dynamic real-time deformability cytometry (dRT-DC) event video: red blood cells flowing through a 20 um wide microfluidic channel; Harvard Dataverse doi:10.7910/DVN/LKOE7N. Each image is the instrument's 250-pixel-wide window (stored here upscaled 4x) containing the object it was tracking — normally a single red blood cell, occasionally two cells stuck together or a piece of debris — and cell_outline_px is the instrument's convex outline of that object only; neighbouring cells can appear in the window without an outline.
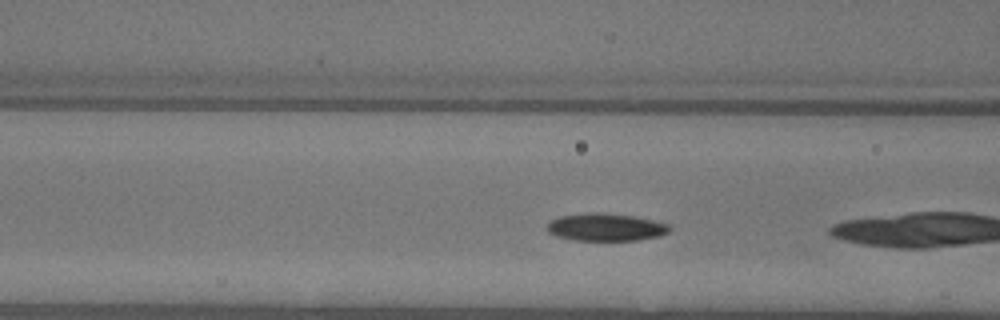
{"species": "common noctule bat (a hibernating species)", "species_latin": "Nyctalus noctula", "temperature_condition": "warm", "stored_images_in_passage": 10, "camera_frame_rate_fps": 3000, "um_per_image_px": 0.085, "animal": {"sex": "female"}, "frame": {"image": 1, "passage_image": 9, "time_ms": 2.667, "image_size_px": [1000, 320], "cell_outline_px": [[672, 228], [668, 232], [660, 236], [640, 240], [576, 240], [556, 236], [548, 232], [544, 228], [552, 220], [560, 216], [584, 212], [604, 212], [632, 216], [652, 220], [668, 224]], "centroid_in_image_um": [51.47, 19.3], "position_along_channel_um": 115.1, "area_um2": 19.83}}